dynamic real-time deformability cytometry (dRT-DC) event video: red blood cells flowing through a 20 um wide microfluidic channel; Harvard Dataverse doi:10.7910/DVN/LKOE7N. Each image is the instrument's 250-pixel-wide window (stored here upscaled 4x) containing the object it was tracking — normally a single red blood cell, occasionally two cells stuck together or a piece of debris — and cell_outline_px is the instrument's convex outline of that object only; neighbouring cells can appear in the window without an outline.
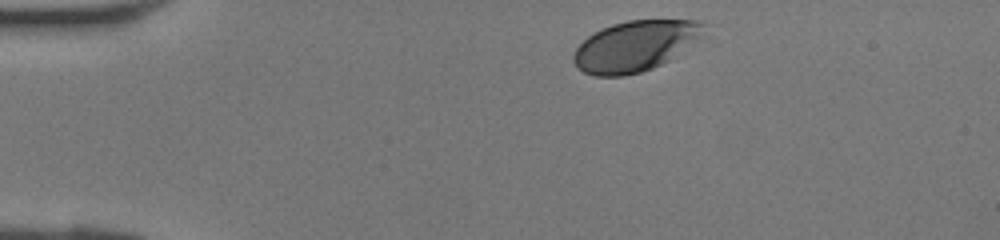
{"species": "human", "species_latin": "Homo sapiens", "temperature_condition": "room temperature", "stored_images_in_passage": 30, "camera_frame_rate_fps": 3000, "um_per_image_px": 0.085, "donor": {"sex": "female"}, "frame": {"image": 1, "passage_image": 1, "time_ms": 0.0, "image_size_px": [1000, 240], "cell_outline_px": [[704, 24], [700, 36], [668, 60], [652, 68], [640, 72], [624, 76], [596, 76], [584, 72], [576, 68], [572, 60], [572, 56], [576, 48], [588, 36], [600, 28], [612, 24], [628, 20], [696, 20]], "centroid_in_image_um": [53.88, 3.91], "position_along_channel_um": 31.1, "area_um2": 37.86}}
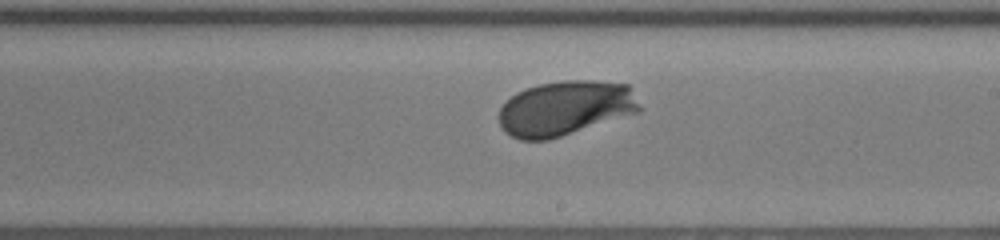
{"frame": {"image": 2, "passage_image": 18, "time_ms": 5.667, "image_size_px": [1000, 240], "cell_outline_px": [[640, 112], [548, 140], [520, 140], [504, 132], [500, 128], [500, 108], [516, 92], [524, 88], [540, 84], [564, 80], [592, 80], [628, 84], [640, 108]], "centroid_in_image_um": [48.03, 9.2], "position_along_channel_um": 241.0, "area_um2": 44.8}}
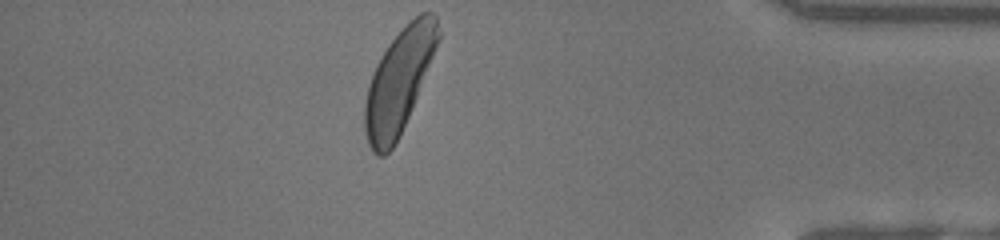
{"frame": {"image": 3, "passage_image": 30, "time_ms": 9.667, "image_size_px": [1000, 240], "cell_outline_px": [[440, 36], [412, 108], [400, 136], [392, 148], [384, 156], [376, 156], [372, 152], [368, 144], [364, 128], [364, 104], [368, 88], [376, 64], [380, 56], [388, 44], [420, 12], [432, 12], [436, 16], [440, 32]], "centroid_in_image_um": [33.88, 6.96], "position_along_channel_um": 401.3, "area_um2": 43.41}}